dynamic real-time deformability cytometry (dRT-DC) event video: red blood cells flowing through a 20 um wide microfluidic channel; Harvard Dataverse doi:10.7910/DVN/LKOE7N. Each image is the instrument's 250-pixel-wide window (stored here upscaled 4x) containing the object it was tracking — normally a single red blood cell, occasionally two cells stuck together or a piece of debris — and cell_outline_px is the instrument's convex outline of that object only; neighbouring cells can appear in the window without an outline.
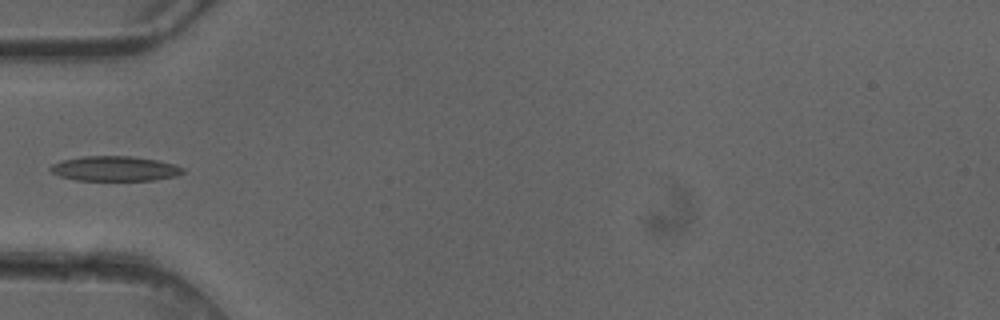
{"species": "common noctule bat (a hibernating species)", "species_latin": "Nyctalus noctula", "temperature_condition": "cold", "stored_images_in_passage": 6, "camera_frame_rate_fps": 3000, "um_per_image_px": 0.085, "animal": {"sex": "female"}, "frame": {"image": 1, "passage_image": 5, "time_ms": 1.333, "image_size_px": [1000, 320], "cell_outline_px": [[184, 172], [176, 176], [156, 180], [76, 180], [60, 176], [52, 172], [48, 168], [52, 164], [60, 160], [80, 156], [132, 156], [156, 160], [176, 164], [184, 168]], "centroid_in_image_um": [9.75, 14.32], "position_along_channel_um": 75.2, "area_um2": 19.36}}
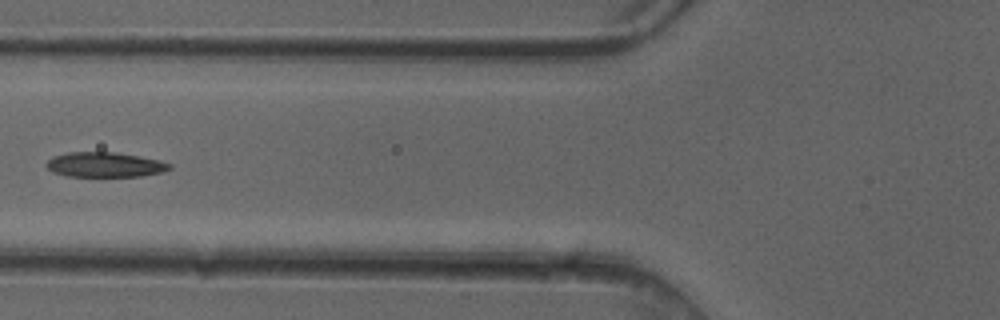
{"frame": {"image": 2, "passage_image": 6, "time_ms": 1.667, "image_size_px": [1000, 320], "cell_outline_px": [[172, 168], [164, 172], [140, 176], [68, 176], [52, 172], [44, 164], [52, 156], [68, 152], [116, 152], [140, 156], [160, 160], [172, 164]], "centroid_in_image_um": [8.92, 13.99], "position_along_channel_um": 116.9, "area_um2": 18.03}}